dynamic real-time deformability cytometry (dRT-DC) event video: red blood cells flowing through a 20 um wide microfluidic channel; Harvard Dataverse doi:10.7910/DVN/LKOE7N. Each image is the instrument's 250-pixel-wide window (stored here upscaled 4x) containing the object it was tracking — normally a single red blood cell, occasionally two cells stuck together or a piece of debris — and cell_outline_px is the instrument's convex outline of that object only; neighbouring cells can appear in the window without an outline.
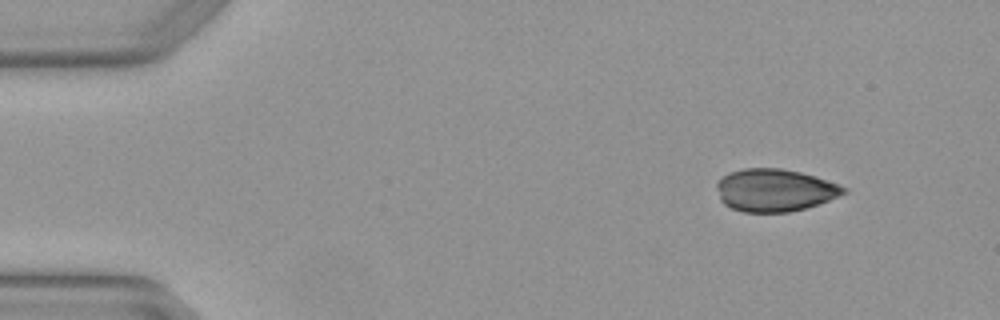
{"species": "Egyptian fruit bat (a non-hibernating species)", "species_latin": "Rousettus aegyptiacus", "temperature_condition": "warm", "stored_images_in_passage": 4, "camera_frame_rate_fps": 3000, "um_per_image_px": 0.085, "animal": {"sex": "female"}, "frame": {"image": 1, "passage_image": 1, "time_ms": 0.0, "image_size_px": [1000, 320], "cell_outline_px": [[848, 192], [828, 200], [804, 208], [788, 212], [744, 212], [732, 208], [724, 204], [720, 200], [716, 188], [716, 184], [728, 172], [744, 168], [780, 168], [800, 172], [816, 176], [848, 188]], "centroid_in_image_um": [65.84, 16.16], "position_along_channel_um": 19.2, "area_um2": 31.39}}